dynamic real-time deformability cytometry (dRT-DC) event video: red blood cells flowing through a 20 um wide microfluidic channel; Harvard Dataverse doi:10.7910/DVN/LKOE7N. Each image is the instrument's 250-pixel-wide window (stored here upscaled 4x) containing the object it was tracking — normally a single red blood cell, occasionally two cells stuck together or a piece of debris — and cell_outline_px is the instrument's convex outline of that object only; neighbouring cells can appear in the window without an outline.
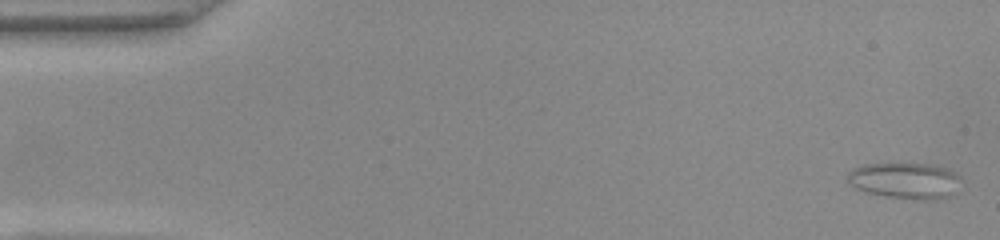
{"species": "common noctule bat (a hibernating species)", "species_latin": "Nyctalus noctula", "temperature_condition": "warm", "stored_images_in_passage": 49, "camera_frame_rate_fps": 3000, "um_per_image_px": 0.085, "animal": {"sex": "female", "body_mass_g": 22.0, "forearm_length_mm": 56.7}, "frame": {"image": 1, "passage_image": 1, "time_ms": 0.0, "image_size_px": [1000, 240], "cell_outline_px": [[960, 176], [956, 196], [932, 200], [924, 200], [884, 196], [864, 192], [856, 188], [844, 176], [852, 168], [864, 164], [900, 160], [932, 164], [948, 168], [956, 172]], "centroid_in_image_um": [76.95, 15.3], "position_along_channel_um": 8.1, "area_um2": 25.32}}
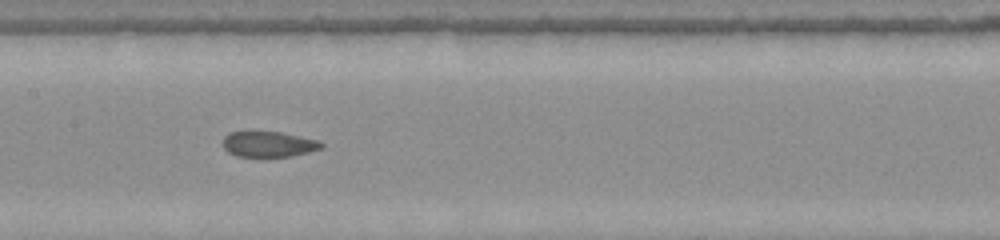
{"frame": {"image": 2, "passage_image": 24, "time_ms": 7.667, "image_size_px": [1000, 240], "cell_outline_px": [[324, 148], [292, 156], [264, 160], [236, 156], [228, 152], [224, 148], [224, 136], [228, 132], [248, 128], [280, 132], [320, 140], [324, 144]], "centroid_in_image_um": [22.78, 12.25], "position_along_channel_um": 184.6, "area_um2": 16.18}}
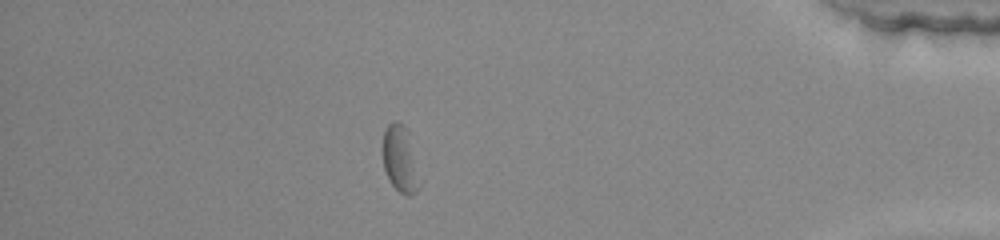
{"frame": {"image": 3, "passage_image": 43, "time_ms": 14.0, "image_size_px": [1000, 240], "cell_outline_px": [[420, 188], [412, 196], [404, 196], [388, 180], [384, 168], [384, 128], [392, 120], [396, 120], [404, 124]], "centroid_in_image_um": [33.96, 13.56], "position_along_channel_um": 401.2, "area_um2": 13.47}, "authors_computed_cell_mechanics": {"area_um2": 16.2418, "velocity_mm_per_s": 4.0864, "shape_relaxation_time_tau1_ms": 8.4751, "shape_relaxation_time_tau2_ms": 2.3325, "deformation_change_tau1": 0.179, "deformation_change_tau2": 0.083}}